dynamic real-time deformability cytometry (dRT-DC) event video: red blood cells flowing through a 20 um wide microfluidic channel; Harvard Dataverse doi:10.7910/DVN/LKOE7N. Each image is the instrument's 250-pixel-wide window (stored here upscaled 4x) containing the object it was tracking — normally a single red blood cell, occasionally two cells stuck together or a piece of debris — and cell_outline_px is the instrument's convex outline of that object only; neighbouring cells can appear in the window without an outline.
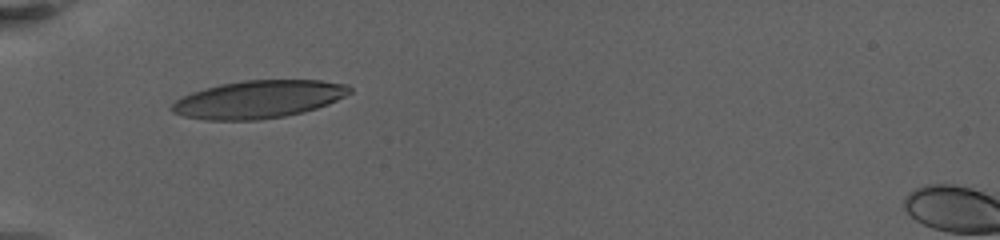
{"species": "human", "species_latin": "Homo sapiens", "temperature_condition": "warm", "stored_images_in_passage": 28, "camera_frame_rate_fps": 3000, "um_per_image_px": 0.085, "donor": {"sex": "female"}, "frame": {"image": 1, "passage_image": 1, "time_ms": 0.0, "image_size_px": [1000, 240], "cell_outline_px": [[352, 92], [328, 104], [304, 112], [284, 116], [256, 120], [204, 120], [184, 116], [172, 112], [172, 104], [176, 100], [192, 92], [220, 84], [244, 80], [320, 80], [348, 84], [352, 88]], "centroid_in_image_um": [22.0, 8.44], "position_along_channel_um": 63.0, "area_um2": 39.02}}
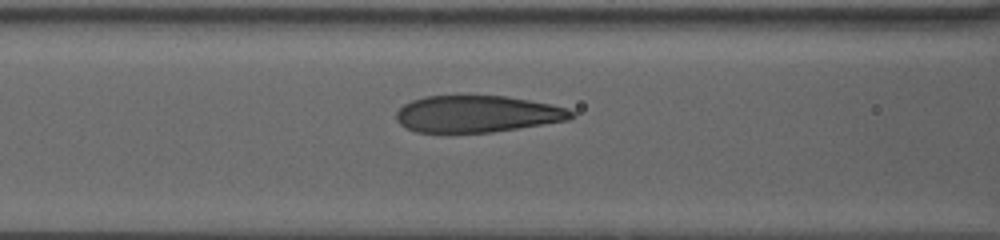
{"frame": {"image": 2, "passage_image": 15, "time_ms": 2.333, "image_size_px": [1000, 240], "cell_outline_px": [[576, 116], [568, 120], [492, 132], [416, 132], [400, 124], [396, 120], [396, 112], [404, 104], [412, 100], [424, 96], [504, 96], [552, 104], [568, 108], [576, 112]], "centroid_in_image_um": [40.58, 9.68], "position_along_channel_um": 126.0, "area_um2": 37.4}}
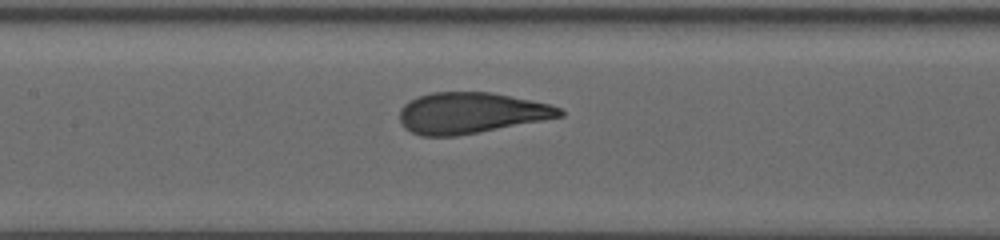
{"frame": {"image": 3, "passage_image": 23, "time_ms": 3.667, "image_size_px": [1000, 240], "cell_outline_px": [[564, 116], [456, 136], [420, 136], [404, 128], [400, 120], [400, 108], [404, 104], [420, 96], [432, 92], [492, 92], [548, 104], [560, 108], [564, 112]], "centroid_in_image_um": [40.0, 9.6], "position_along_channel_um": 167.4, "area_um2": 37.86}}